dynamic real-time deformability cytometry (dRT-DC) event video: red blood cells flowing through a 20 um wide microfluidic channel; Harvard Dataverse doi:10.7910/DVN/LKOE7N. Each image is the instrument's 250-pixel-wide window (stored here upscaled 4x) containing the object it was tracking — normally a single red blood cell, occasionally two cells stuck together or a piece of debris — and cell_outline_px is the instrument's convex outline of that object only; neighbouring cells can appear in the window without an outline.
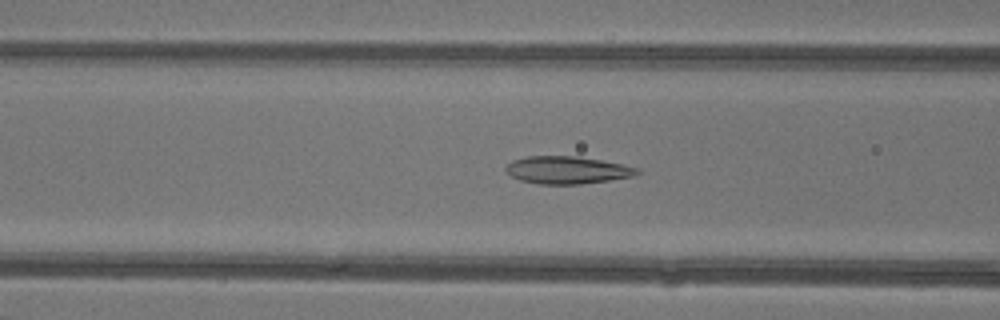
{"species": "common noctule bat (a hibernating species)", "species_latin": "Nyctalus noctula", "temperature_condition": "warm", "stored_images_in_passage": 48, "camera_frame_rate_fps": 3000, "um_per_image_px": 0.085, "animal": {"sex": "female"}, "frame": {"image": 1, "passage_image": 20, "time_ms": 6.333, "image_size_px": [1000, 320], "cell_outline_px": [[640, 172], [632, 176], [608, 180], [580, 184], [540, 184], [520, 180], [512, 176], [504, 168], [512, 160], [528, 156], [576, 156], [600, 160], [640, 168]], "centroid_in_image_um": [48.19, 14.45], "position_along_channel_um": 118.4, "area_um2": 20.81}}
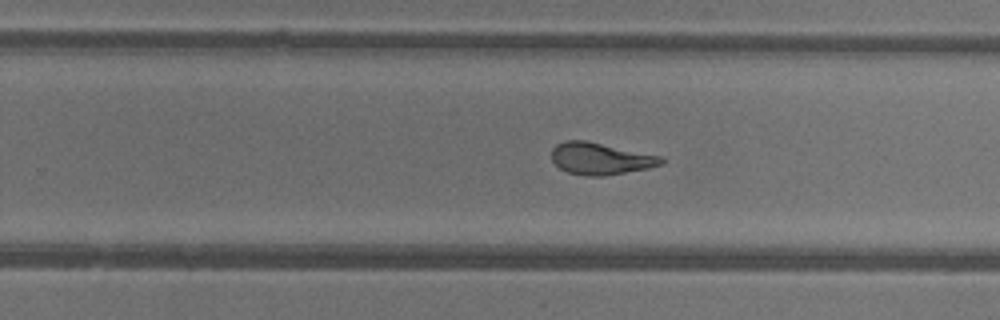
{"frame": {"image": 2, "passage_image": 31, "time_ms": 10.0, "image_size_px": [1000, 320], "cell_outline_px": [[664, 164], [648, 168], [604, 176], [588, 176], [568, 172], [560, 168], [552, 160], [552, 148], [556, 144], [564, 140], [584, 140], [660, 156], [664, 160]], "centroid_in_image_um": [51.02, 13.48], "position_along_channel_um": 278.8, "area_um2": 20.17}}
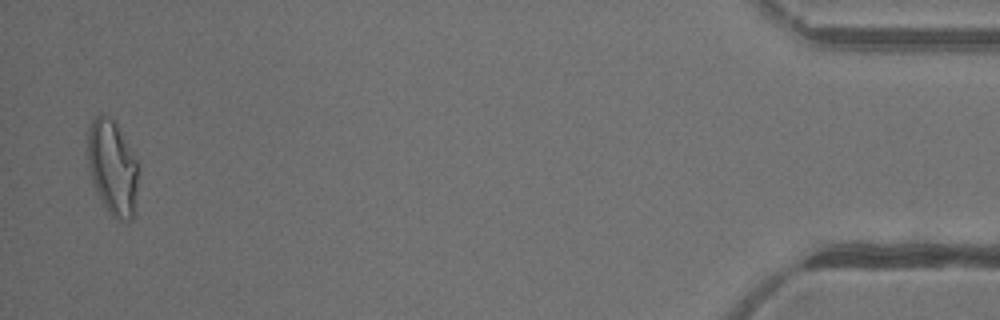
{"frame": {"image": 3, "passage_image": 47, "time_ms": 15.333, "image_size_px": [1000, 320], "cell_outline_px": [[136, 212], [128, 220], [120, 220], [112, 216], [96, 192], [92, 180], [88, 164], [88, 128], [92, 120], [100, 112], [112, 120], [116, 124], [136, 160]], "centroid_in_image_um": [9.54, 14.25], "position_along_channel_um": 425.7, "area_um2": 27.34}, "authors_computed_cell_mechanics": {"area_um2": 22.3975, "velocity_mm_per_s": 4.3751, "shape_relaxation_time_tau1_ms": 5.2327, "shape_relaxation_time_tau2_ms": 1.1233, "deformation_change_tau1": 0.1796, "deformation_change_tau2": 0.086}}